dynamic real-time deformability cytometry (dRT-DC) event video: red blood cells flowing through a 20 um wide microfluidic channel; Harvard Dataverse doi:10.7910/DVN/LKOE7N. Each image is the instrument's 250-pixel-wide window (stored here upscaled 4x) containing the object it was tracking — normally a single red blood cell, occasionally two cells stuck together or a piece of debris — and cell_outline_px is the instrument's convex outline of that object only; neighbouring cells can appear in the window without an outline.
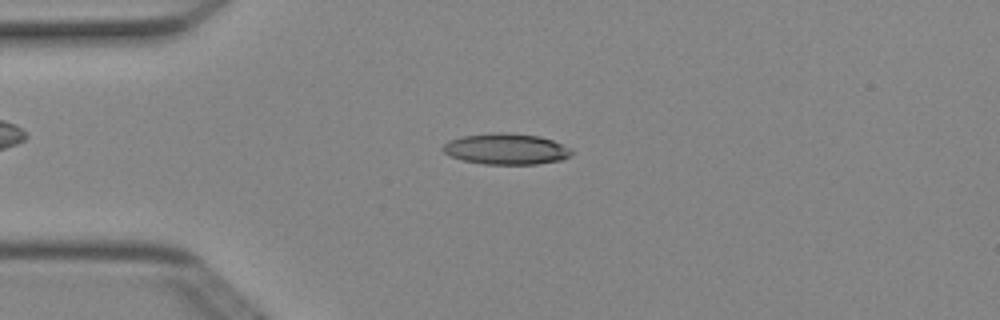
{"species": "Egyptian fruit bat (a non-hibernating species)", "species_latin": "Rousettus aegyptiacus", "temperature_condition": "cold", "stored_images_in_passage": 7, "camera_frame_rate_fps": 3000, "um_per_image_px": 0.085, "animal": {"sex": "female"}, "frame": {"image": 1, "passage_image": 4, "time_ms": 1.0, "image_size_px": [1000, 320], "cell_outline_px": [[572, 156], [560, 160], [536, 164], [484, 164], [464, 160], [452, 156], [444, 152], [440, 148], [448, 140], [464, 136], [488, 132], [500, 132], [540, 136], [552, 140], [572, 148]], "centroid_in_image_um": [43.03, 12.65], "position_along_channel_um": 42.0, "area_um2": 23.29}}
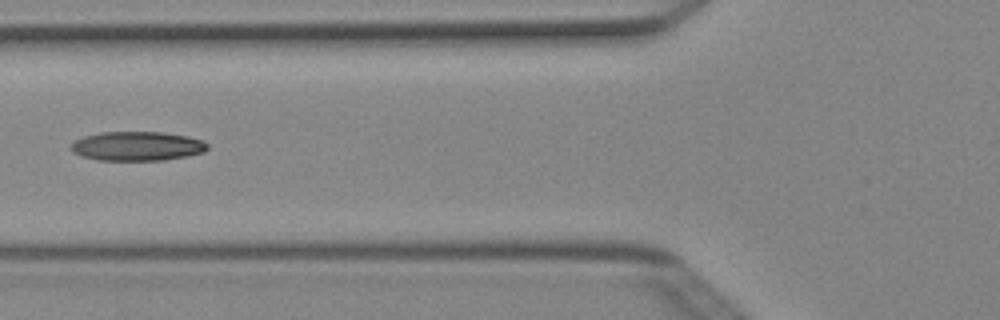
{"frame": {"image": 2, "passage_image": 6, "time_ms": 1.667, "image_size_px": [1000, 320], "cell_outline_px": [[208, 148], [204, 152], [188, 156], [164, 160], [96, 160], [80, 156], [72, 152], [72, 144], [76, 140], [84, 136], [100, 132], [160, 132], [188, 136], [204, 140], [208, 144]], "centroid_in_image_um": [11.68, 12.42], "position_along_channel_um": 114.1, "area_um2": 23.35}}
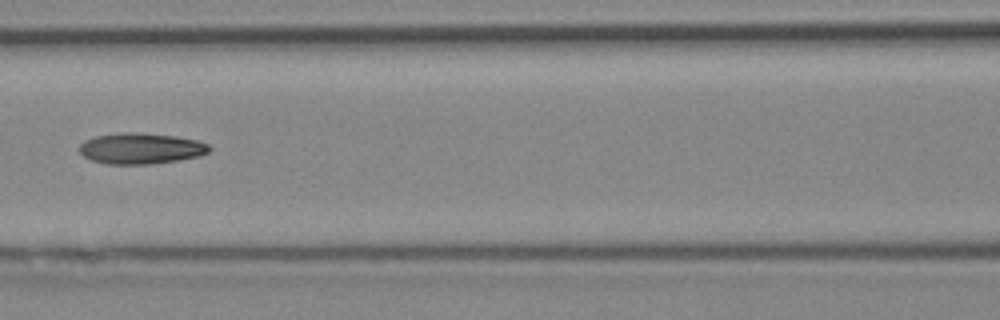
{"frame": {"image": 3, "passage_image": 7, "time_ms": 2.0, "image_size_px": [1000, 320], "cell_outline_px": [[212, 148], [208, 152], [200, 156], [180, 160], [152, 164], [108, 164], [92, 160], [84, 156], [80, 152], [80, 144], [84, 140], [96, 136], [120, 132], [132, 132], [176, 136], [196, 140], [208, 144]], "centroid_in_image_um": [11.99, 12.62], "position_along_channel_um": 154.6, "area_um2": 23.47}}